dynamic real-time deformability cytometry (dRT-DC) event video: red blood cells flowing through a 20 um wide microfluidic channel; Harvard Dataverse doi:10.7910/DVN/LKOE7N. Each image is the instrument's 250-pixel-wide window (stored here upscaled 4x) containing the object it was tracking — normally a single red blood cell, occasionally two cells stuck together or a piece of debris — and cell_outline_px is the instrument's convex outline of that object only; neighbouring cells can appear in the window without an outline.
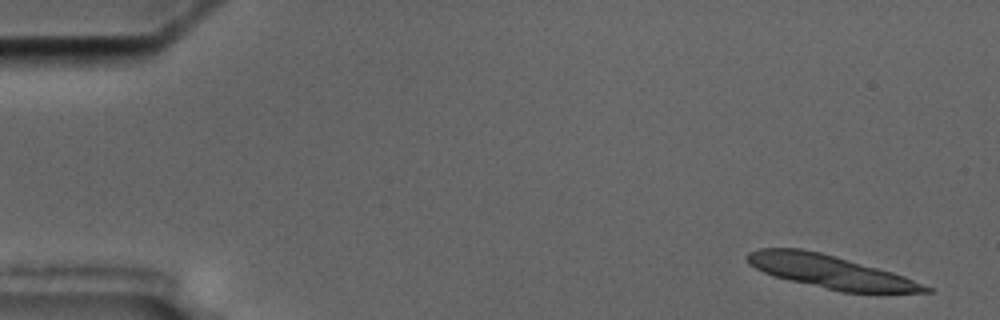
{"species": "common noctule bat (a hibernating species)", "species_latin": "Nyctalus noctula", "temperature_condition": "cold", "stored_images_in_passage": 5, "camera_frame_rate_fps": 3000, "um_per_image_px": 0.085, "animal": {"sex": "male", "body_mass_g": 17.5, "forearm_length_mm": 52.3}, "frame": {"image": 1, "passage_image": 1, "time_ms": 0.0, "image_size_px": [1000, 320], "cell_outline_px": [[932, 292], [840, 292], [788, 280], [772, 276], [748, 264], [744, 256], [748, 252], [760, 248], [800, 248], [820, 252], [892, 272], [904, 276], [932, 288]], "centroid_in_image_um": [70.5, 23.09], "position_along_channel_um": 14.5, "area_um2": 34.1}}